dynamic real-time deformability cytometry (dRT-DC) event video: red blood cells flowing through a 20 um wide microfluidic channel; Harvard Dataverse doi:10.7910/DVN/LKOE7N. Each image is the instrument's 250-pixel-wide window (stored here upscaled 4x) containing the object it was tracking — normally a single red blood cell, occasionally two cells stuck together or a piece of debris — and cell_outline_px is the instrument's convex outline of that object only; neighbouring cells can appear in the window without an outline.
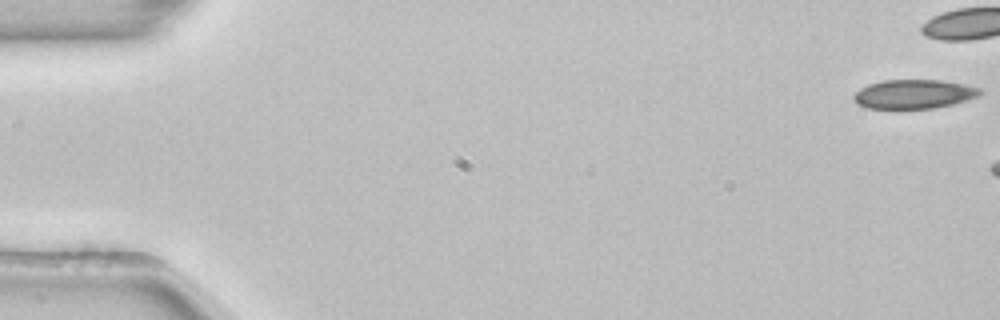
{"species": "common noctule bat (a hibernating species)", "species_latin": "Nyctalus noctula", "temperature_condition": "room temperature", "stored_images_in_passage": 7, "camera_frame_rate_fps": 3000, "um_per_image_px": 0.085, "animal": {"sex": "female", "body_mass_g": 22.7, "forearm_length_mm": 54.2}, "frame": {"image": 1, "passage_image": 1, "time_ms": 0.0, "image_size_px": [1000, 320], "cell_outline_px": [[984, 92], [980, 96], [968, 100], [952, 104], [932, 108], [868, 108], [856, 104], [852, 100], [852, 96], [860, 88], [868, 84], [884, 80], [940, 80], [980, 88]], "centroid_in_image_um": [77.66, 8.0], "position_along_channel_um": 7.3, "area_um2": 21.39}}